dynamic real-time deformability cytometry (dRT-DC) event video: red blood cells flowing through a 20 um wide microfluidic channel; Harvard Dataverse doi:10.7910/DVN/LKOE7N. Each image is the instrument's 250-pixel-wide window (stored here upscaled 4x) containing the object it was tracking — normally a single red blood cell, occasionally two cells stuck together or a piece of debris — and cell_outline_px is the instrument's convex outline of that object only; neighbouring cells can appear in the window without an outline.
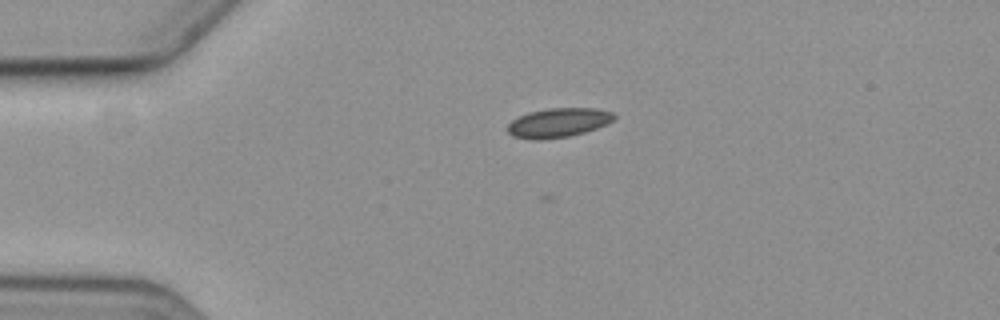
{"species": "common noctule bat (a hibernating species)", "species_latin": "Nyctalus noctula", "temperature_condition": "cold", "stored_images_in_passage": 2, "camera_frame_rate_fps": 3000, "um_per_image_px": 0.085, "animal": {"sex": "female", "body_mass_g": 19.3, "forearm_length_mm": 54.1}, "frame": {"image": 1, "passage_image": 1, "time_ms": 0.0, "image_size_px": [1000, 320], "cell_outline_px": [[616, 116], [608, 124], [584, 132], [568, 136], [540, 140], [532, 140], [512, 136], [504, 128], [512, 120], [528, 112], [548, 108], [596, 108], [612, 112]], "centroid_in_image_um": [47.42, 10.43], "position_along_channel_um": 37.6, "area_um2": 18.26}}